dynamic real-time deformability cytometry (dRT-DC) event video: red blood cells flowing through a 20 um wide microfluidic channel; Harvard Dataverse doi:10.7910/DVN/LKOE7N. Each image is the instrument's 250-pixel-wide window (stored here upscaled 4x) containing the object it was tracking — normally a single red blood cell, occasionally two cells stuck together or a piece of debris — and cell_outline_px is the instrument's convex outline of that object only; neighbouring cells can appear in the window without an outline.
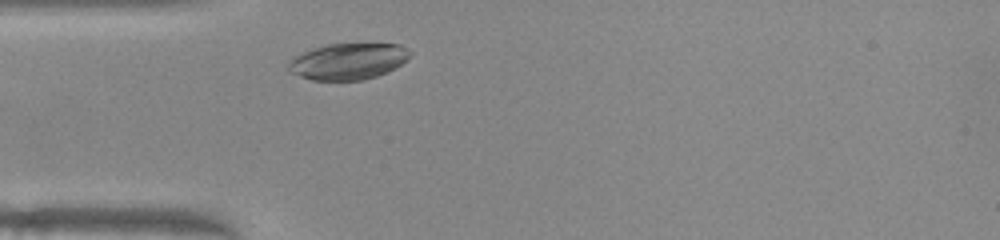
{"species": "common noctule bat (a hibernating species)", "species_latin": "Nyctalus noctula", "temperature_condition": "warm", "stored_images_in_passage": 30, "camera_frame_rate_fps": 3000, "um_per_image_px": 0.085, "animal": {"sex": "female", "body_mass_g": 22.0, "forearm_length_mm": 56.7}, "frame": {"image": 1, "passage_image": 3, "time_ms": 0.667, "image_size_px": [1000, 240], "cell_outline_px": [[412, 52], [400, 64], [376, 76], [364, 80], [312, 80], [288, 72], [288, 60], [292, 56], [312, 48], [324, 44], [400, 44]], "centroid_in_image_um": [29.5, 5.21], "position_along_channel_um": 55.5, "area_um2": 25.66}}
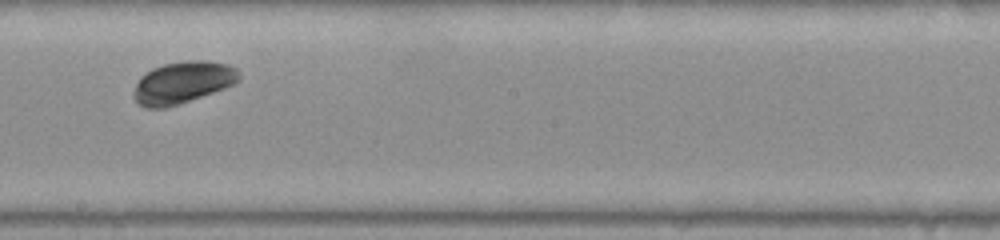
{"frame": {"image": 2, "passage_image": 17, "time_ms": 5.333, "image_size_px": [1000, 240], "cell_outline_px": [[240, 80], [236, 84], [164, 108], [148, 108], [140, 104], [132, 96], [132, 92], [140, 76], [152, 68], [164, 64], [188, 60], [204, 60], [228, 64], [236, 68], [240, 72]], "centroid_in_image_um": [15.53, 6.99], "position_along_channel_um": 232.7, "area_um2": 25.61}}
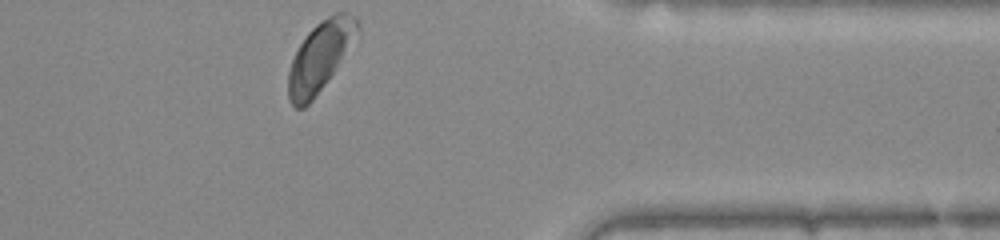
{"frame": {"image": 3, "passage_image": 30, "time_ms": 9.667, "image_size_px": [1000, 240], "cell_outline_px": [[360, 36], [312, 100], [304, 108], [296, 108], [288, 100], [288, 72], [292, 60], [300, 44], [308, 32], [316, 24], [328, 16], [336, 12], [344, 12], [356, 16], [360, 24]], "centroid_in_image_um": [27.25, 4.77], "position_along_channel_um": 384.1, "area_um2": 28.09}, "authors_computed_cell_mechanics": {"area_um2": 25.7499, "velocity_mm_per_s": 3.8928, "shape_relaxation_time_tau1_ms": 1.605, "shape_relaxation_time_tau2_ms": 2.226, "deformation_change_tau1": 0.1029, "deformation_change_tau2": 0.0384}}